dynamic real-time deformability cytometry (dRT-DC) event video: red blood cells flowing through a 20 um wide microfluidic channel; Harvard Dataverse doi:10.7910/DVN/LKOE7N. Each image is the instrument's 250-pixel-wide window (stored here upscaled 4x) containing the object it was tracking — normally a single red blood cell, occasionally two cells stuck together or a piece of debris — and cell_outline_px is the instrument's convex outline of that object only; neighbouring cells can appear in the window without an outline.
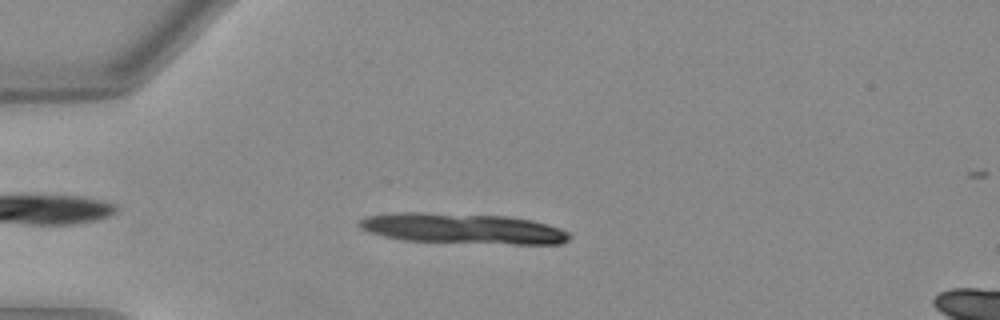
{"species": "Egyptian fruit bat (a non-hibernating species)", "species_latin": "Rousettus aegyptiacus", "temperature_condition": "warm", "stored_images_in_passage": 10, "camera_frame_rate_fps": 3000, "um_per_image_px": 0.085, "animal": {"sex": "female"}, "frame": {"image": 1, "passage_image": 6, "time_ms": 1.667, "image_size_px": [1000, 320], "cell_outline_px": [[572, 236], [568, 240], [560, 244], [512, 244], [404, 240], [384, 236], [368, 232], [360, 228], [360, 220], [368, 216], [396, 212], [424, 212], [508, 216], [532, 220], [560, 228], [568, 232]], "centroid_in_image_um": [39.36, 19.42], "position_along_channel_um": 45.6, "area_um2": 37.22}}